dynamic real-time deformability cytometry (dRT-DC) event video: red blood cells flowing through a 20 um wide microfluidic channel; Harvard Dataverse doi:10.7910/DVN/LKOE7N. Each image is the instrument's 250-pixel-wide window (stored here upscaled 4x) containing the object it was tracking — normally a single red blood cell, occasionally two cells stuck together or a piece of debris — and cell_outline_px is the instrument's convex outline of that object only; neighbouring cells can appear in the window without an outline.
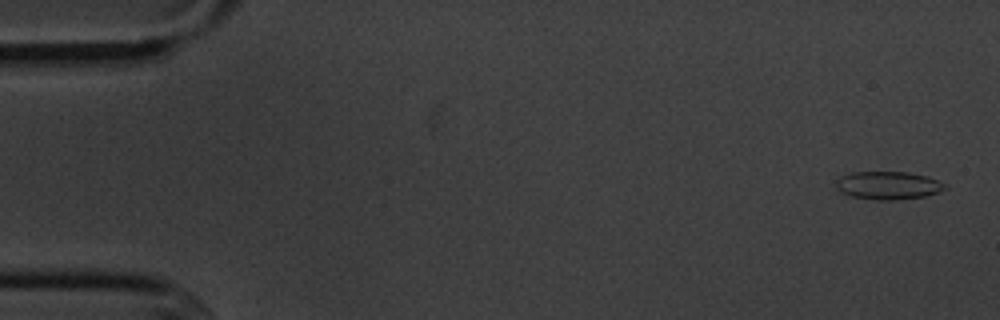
{"species": "common noctule bat (a hibernating species)", "species_latin": "Nyctalus noctula", "temperature_condition": "cold", "stored_images_in_passage": 6, "camera_frame_rate_fps": 3000, "um_per_image_px": 0.085, "animal": {"sex": "male", "body_mass_g": 20.1, "forearm_length_mm": 53.5}, "frame": {"image": 1, "passage_image": 1, "time_ms": 0.0, "image_size_px": [1000, 320], "cell_outline_px": [[948, 188], [940, 192], [924, 196], [892, 200], [876, 200], [852, 196], [840, 192], [836, 184], [836, 180], [840, 176], [852, 172], [908, 172], [928, 176], [944, 184]], "centroid_in_image_um": [75.49, 15.75], "position_along_channel_um": 9.5, "area_um2": 17.74}}